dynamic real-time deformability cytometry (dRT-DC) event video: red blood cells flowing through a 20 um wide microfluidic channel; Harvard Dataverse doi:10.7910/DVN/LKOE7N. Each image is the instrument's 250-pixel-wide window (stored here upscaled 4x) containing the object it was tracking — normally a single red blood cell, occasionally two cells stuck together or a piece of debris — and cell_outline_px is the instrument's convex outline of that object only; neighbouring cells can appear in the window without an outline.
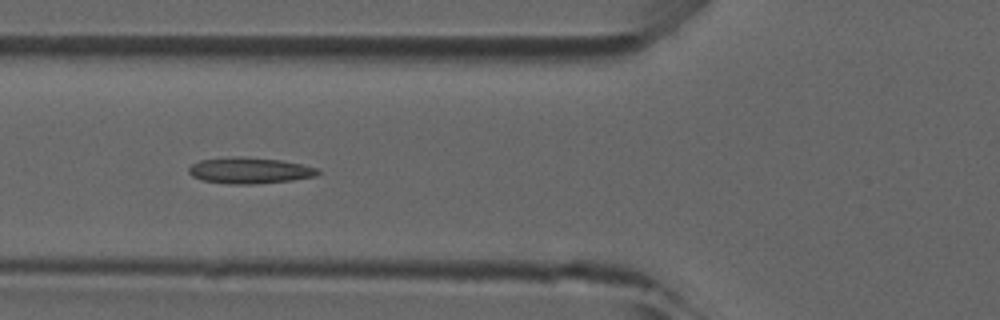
{"species": "common noctule bat (a hibernating species)", "species_latin": "Nyctalus noctula", "temperature_condition": "room temperature", "stored_images_in_passage": 44, "camera_frame_rate_fps": 3000, "um_per_image_px": 0.085, "animal": {"sex": "male", "forearm_length_mm": 52.5}, "frame": {"image": 1, "passage_image": 13, "time_ms": 4.0, "image_size_px": [1000, 320], "cell_outline_px": [[320, 172], [316, 176], [292, 180], [256, 184], [232, 184], [200, 180], [192, 176], [188, 172], [188, 168], [192, 164], [200, 160], [228, 156], [244, 156], [280, 160], [320, 168]], "centroid_in_image_um": [21.2, 14.48], "position_along_channel_um": 104.6, "area_um2": 19.88}}